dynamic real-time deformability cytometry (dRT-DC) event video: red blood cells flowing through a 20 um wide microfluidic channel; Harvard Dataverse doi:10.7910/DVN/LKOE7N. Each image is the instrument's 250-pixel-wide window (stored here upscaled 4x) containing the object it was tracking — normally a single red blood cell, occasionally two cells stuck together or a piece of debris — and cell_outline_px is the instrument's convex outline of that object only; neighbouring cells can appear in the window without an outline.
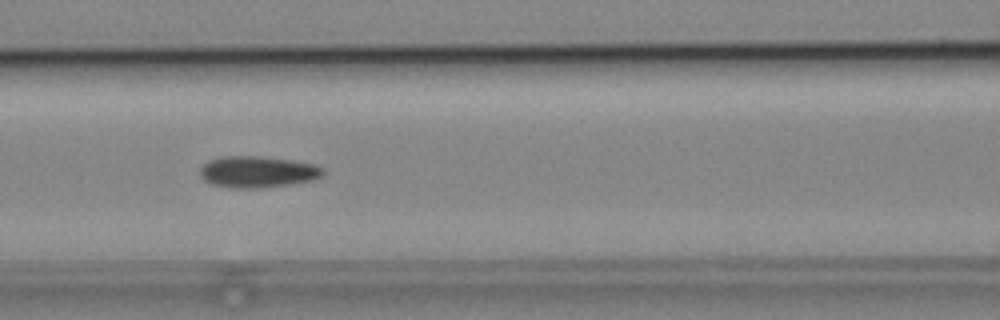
{"species": "common noctule bat (a hibernating species)", "species_latin": "Nyctalus noctula", "temperature_condition": "cold", "stored_images_in_passage": 7, "camera_frame_rate_fps": 3000, "um_per_image_px": 0.085, "animal": {"sex": "male", "body_mass_g": 19.2, "forearm_length_mm": 51.8}, "frame": {"image": 1, "passage_image": 5, "time_ms": 5.333, "image_size_px": [1000, 320], "cell_outline_px": [[324, 176], [312, 180], [288, 184], [260, 188], [236, 188], [212, 184], [204, 180], [200, 176], [200, 168], [208, 160], [224, 156], [260, 156], [292, 160], [316, 164], [324, 168]], "centroid_in_image_um": [21.91, 14.6], "position_along_channel_um": 144.7, "area_um2": 22.6}}
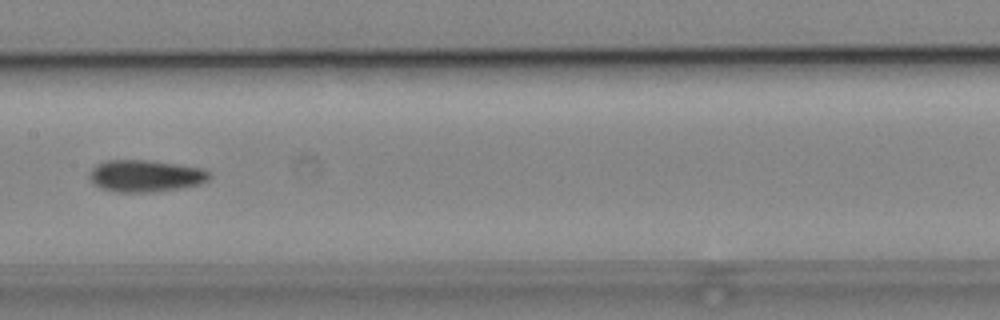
{"frame": {"image": 2, "passage_image": 6, "time_ms": 6.667, "image_size_px": [1000, 320], "cell_outline_px": [[212, 176], [208, 180], [200, 184], [180, 188], [152, 192], [116, 192], [100, 188], [88, 176], [88, 172], [96, 164], [104, 160], [144, 160], [204, 168]], "centroid_in_image_um": [12.35, 14.95], "position_along_channel_um": 195.1, "area_um2": 22.31}}
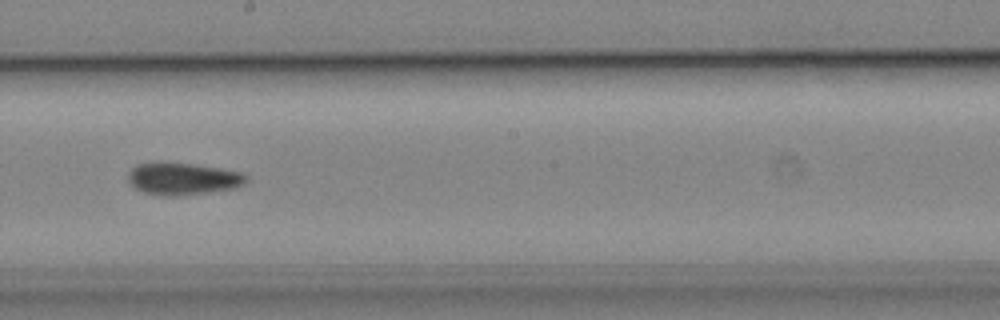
{"frame": {"image": 3, "passage_image": 7, "time_ms": 7.667, "image_size_px": [1000, 320], "cell_outline_px": [[248, 180], [244, 184], [236, 188], [172, 196], [168, 196], [144, 192], [136, 188], [128, 180], [128, 172], [136, 164], [156, 160], [192, 164], [220, 168], [240, 172], [248, 176]], "centroid_in_image_um": [15.51, 15.15], "position_along_channel_um": 232.7, "area_um2": 22.25}}